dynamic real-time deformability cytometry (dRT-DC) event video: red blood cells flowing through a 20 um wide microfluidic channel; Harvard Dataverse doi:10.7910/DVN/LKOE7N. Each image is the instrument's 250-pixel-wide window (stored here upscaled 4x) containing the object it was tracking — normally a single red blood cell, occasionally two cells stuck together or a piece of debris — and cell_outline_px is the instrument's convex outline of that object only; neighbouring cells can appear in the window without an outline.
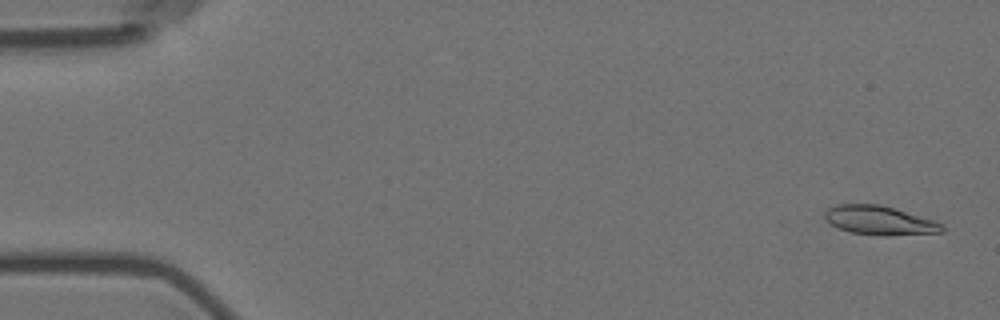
{"species": "Egyptian fruit bat (a non-hibernating species)", "species_latin": "Rousettus aegyptiacus", "temperature_condition": "room temperature", "stored_images_in_passage": 5, "camera_frame_rate_fps": 3000, "um_per_image_px": 0.085, "animal": {"sex": "female"}, "frame": {"image": 1, "passage_image": 1, "time_ms": 0.0, "image_size_px": [1000, 320], "cell_outline_px": [[944, 232], [888, 236], [880, 236], [852, 232], [840, 228], [832, 224], [824, 216], [824, 212], [828, 208], [836, 204], [880, 204], [932, 220], [944, 224]], "centroid_in_image_um": [74.77, 18.74], "position_along_channel_um": 10.2, "area_um2": 19.65}}
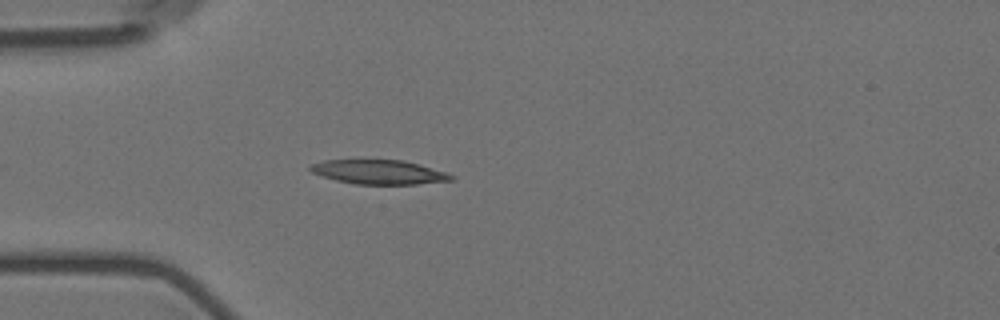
{"frame": {"image": 2, "passage_image": 5, "time_ms": 4.667, "image_size_px": [1000, 320], "cell_outline_px": [[456, 180], [416, 184], [356, 184], [336, 180], [312, 172], [308, 168], [308, 164], [324, 160], [404, 160], [420, 164], [456, 176]], "centroid_in_image_um": [32.22, 14.62], "position_along_channel_um": 52.8, "area_um2": 19.94}}